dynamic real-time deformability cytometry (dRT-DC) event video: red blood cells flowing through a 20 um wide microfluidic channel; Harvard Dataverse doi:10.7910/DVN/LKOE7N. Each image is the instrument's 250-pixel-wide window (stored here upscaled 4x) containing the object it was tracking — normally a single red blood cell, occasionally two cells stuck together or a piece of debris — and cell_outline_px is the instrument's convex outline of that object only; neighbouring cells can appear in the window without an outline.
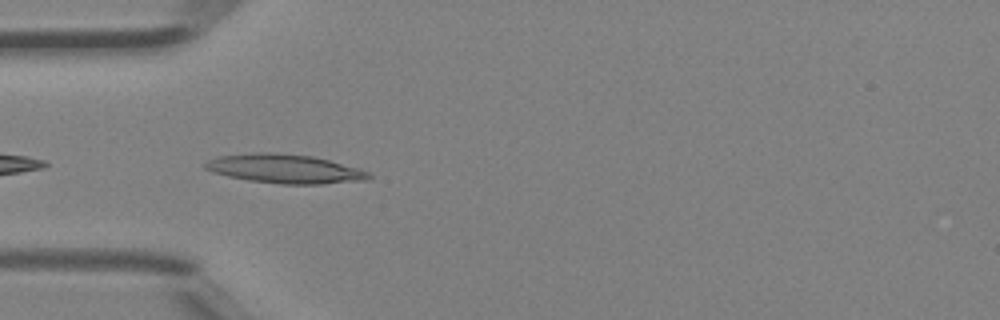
{"species": "Egyptian fruit bat (a non-hibernating species)", "species_latin": "Rousettus aegyptiacus", "temperature_condition": "room temperature", "stored_images_in_passage": 9, "camera_frame_rate_fps": 3000, "um_per_image_px": 0.085, "animal": {"sex": "female"}, "frame": {"image": 1, "passage_image": 2, "time_ms": 0.333, "image_size_px": [1000, 320], "cell_outline_px": [[372, 176], [368, 180], [320, 184], [280, 184], [248, 180], [228, 176], [212, 172], [204, 168], [204, 164], [208, 160], [220, 156], [252, 152], [272, 152], [312, 156], [360, 168], [372, 172]], "centroid_in_image_um": [24.24, 14.35], "position_along_channel_um": 60.8, "area_um2": 27.8}}
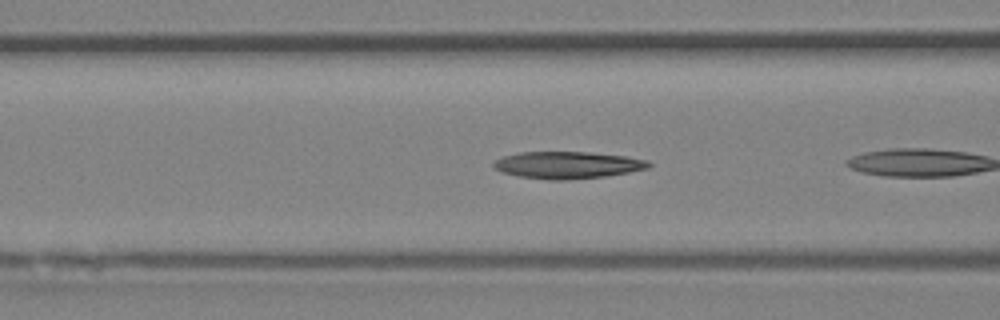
{"frame": {"image": 2, "passage_image": 4, "time_ms": 1.0, "image_size_px": [1000, 320], "cell_outline_px": [[652, 164], [648, 168], [628, 172], [604, 176], [568, 180], [548, 180], [520, 176], [500, 172], [492, 164], [496, 160], [504, 156], [520, 152], [592, 152], [624, 156], [648, 160]], "centroid_in_image_um": [48.24, 14.02], "position_along_channel_um": 118.4, "area_um2": 24.33}}